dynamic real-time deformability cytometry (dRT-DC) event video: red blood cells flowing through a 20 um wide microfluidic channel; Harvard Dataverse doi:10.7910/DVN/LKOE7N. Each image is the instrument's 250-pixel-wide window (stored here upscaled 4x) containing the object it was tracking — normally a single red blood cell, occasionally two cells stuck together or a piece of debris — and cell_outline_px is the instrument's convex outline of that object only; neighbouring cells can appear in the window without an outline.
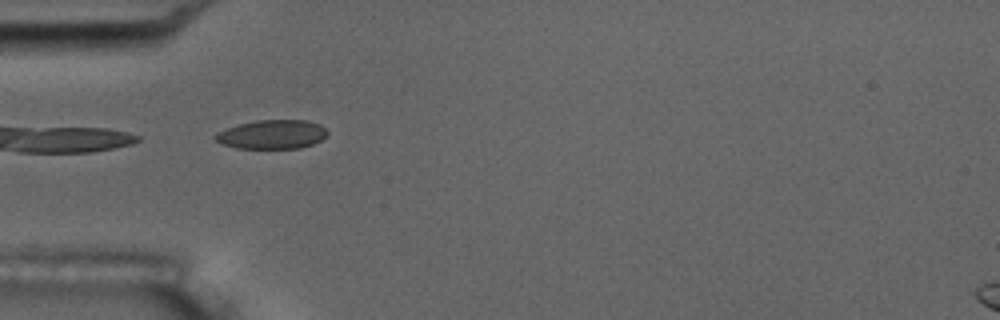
{"species": "common noctule bat (a hibernating species)", "species_latin": "Nyctalus noctula", "temperature_condition": "room temperature", "stored_images_in_passage": 7, "camera_frame_rate_fps": 3000, "um_per_image_px": 0.085, "animal": {"sex": "male", "body_mass_g": 17.5, "forearm_length_mm": 52.3}, "frame": {"image": 1, "passage_image": 6, "time_ms": 6.0, "image_size_px": [1000, 320], "cell_outline_px": [[328, 132], [320, 140], [312, 144], [300, 148], [236, 148], [220, 144], [212, 136], [216, 132], [240, 124], [256, 120], [308, 120], [320, 124]], "centroid_in_image_um": [23.09, 11.42], "position_along_channel_um": 61.9, "area_um2": 18.9}}